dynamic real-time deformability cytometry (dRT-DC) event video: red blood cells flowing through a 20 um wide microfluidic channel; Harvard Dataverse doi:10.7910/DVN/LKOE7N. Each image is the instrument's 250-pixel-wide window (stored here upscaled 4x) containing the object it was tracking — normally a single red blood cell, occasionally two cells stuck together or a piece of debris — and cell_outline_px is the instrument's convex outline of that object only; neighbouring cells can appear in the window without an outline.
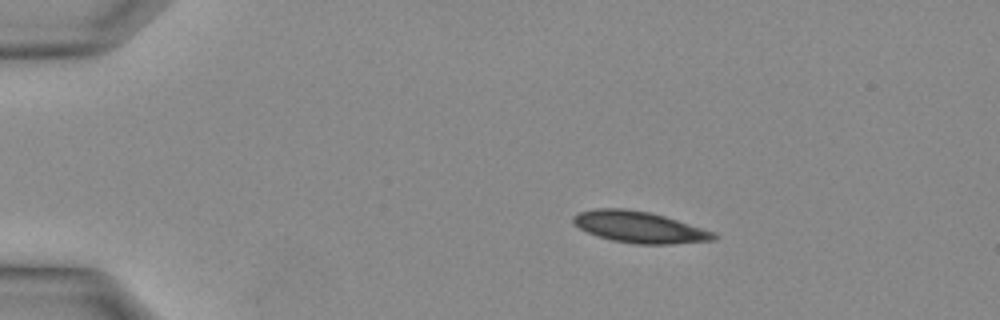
{"species": "Egyptian fruit bat (a non-hibernating species)", "species_latin": "Rousettus aegyptiacus", "temperature_condition": "warm", "stored_images_in_passage": 33, "camera_frame_rate_fps": 3000, "um_per_image_px": 0.085, "animal": {"sex": "female"}, "frame": {"image": 1, "passage_image": 6, "time_ms": 1.667, "image_size_px": [1000, 320], "cell_outline_px": [[720, 236], [716, 240], [668, 244], [636, 244], [612, 240], [588, 232], [580, 228], [572, 220], [572, 216], [580, 212], [596, 208], [624, 208], [648, 212], [664, 216], [716, 232]], "centroid_in_image_um": [54.4, 19.3], "position_along_channel_um": 30.6, "area_um2": 25.55}}
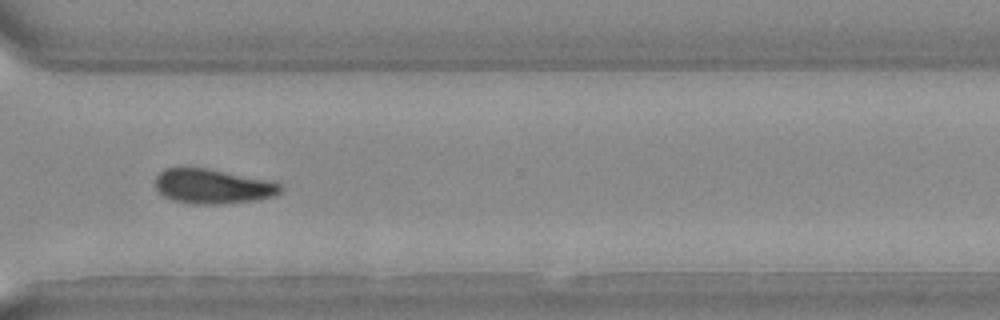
{"frame": {"image": 2, "passage_image": 25, "time_ms": 8.0, "image_size_px": [1000, 320], "cell_outline_px": [[284, 188], [276, 196], [256, 200], [224, 204], [200, 204], [176, 200], [164, 196], [156, 188], [156, 176], [164, 168], [208, 168], [276, 180]], "centroid_in_image_um": [18.19, 15.82], "position_along_channel_um": 352.4, "area_um2": 25.61}}
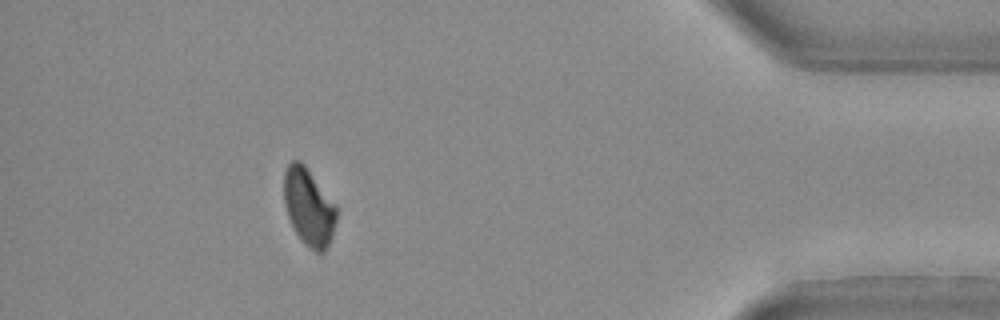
{"frame": {"image": 3, "passage_image": 30, "time_ms": 9.667, "image_size_px": [1000, 320], "cell_outline_px": [[336, 220], [332, 236], [324, 252], [316, 252], [296, 232], [288, 216], [284, 204], [284, 172], [288, 164], [292, 160], [300, 160], [304, 164], [336, 204]], "centroid_in_image_um": [26.24, 17.54], "position_along_channel_um": 409.0, "area_um2": 23.24}}